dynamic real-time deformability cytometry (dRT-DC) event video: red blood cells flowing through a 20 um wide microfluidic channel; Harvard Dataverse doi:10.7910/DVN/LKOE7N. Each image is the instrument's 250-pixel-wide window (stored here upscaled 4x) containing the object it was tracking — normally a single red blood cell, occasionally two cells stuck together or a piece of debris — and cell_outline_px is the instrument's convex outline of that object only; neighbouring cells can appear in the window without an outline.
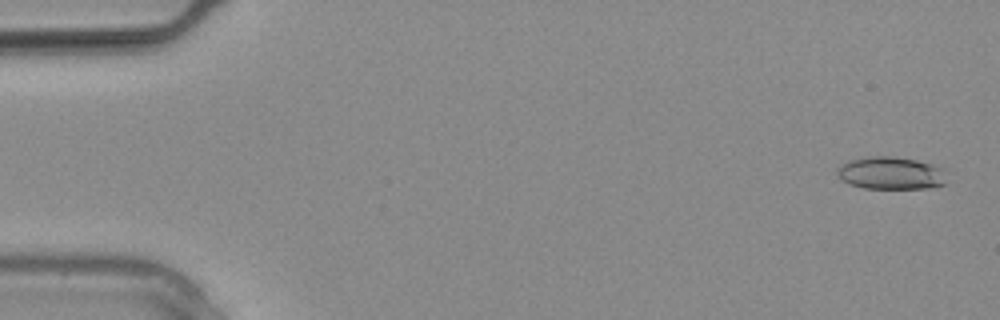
{"species": "common noctule bat (a hibernating species)", "species_latin": "Nyctalus noctula", "temperature_condition": "warm", "stored_images_in_passage": 13, "camera_frame_rate_fps": 3000, "um_per_image_px": 0.085, "animal": {"sex": "male", "body_mass_g": 20.4}, "frame": {"image": 1, "passage_image": 1, "time_ms": 0.0, "image_size_px": [1000, 320], "cell_outline_px": [[944, 184], [936, 188], [864, 188], [848, 184], [836, 172], [836, 168], [848, 160], [872, 156], [892, 156], [916, 160], [932, 164], [944, 168]], "centroid_in_image_um": [75.73, 14.71], "position_along_channel_um": 9.3, "area_um2": 20.81}}
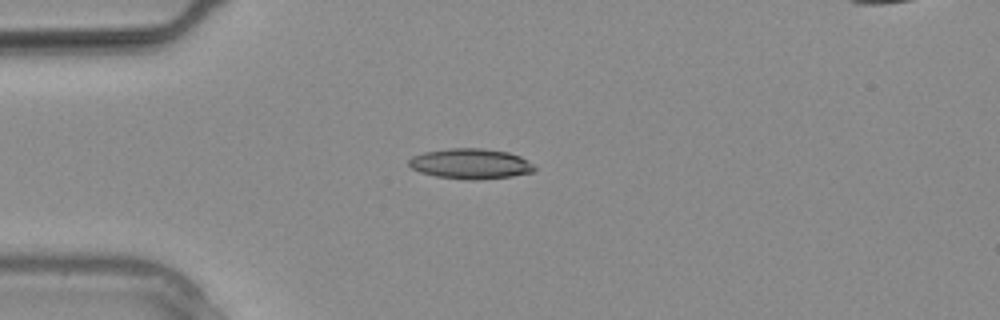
{"frame": {"image": 2, "passage_image": 7, "time_ms": 2.0, "image_size_px": [1000, 320], "cell_outline_px": [[536, 172], [512, 176], [476, 180], [468, 180], [436, 176], [420, 172], [412, 168], [408, 164], [408, 160], [412, 156], [424, 152], [448, 148], [480, 148], [508, 152], [520, 156], [532, 164], [536, 168]], "centroid_in_image_um": [40.0, 13.92], "position_along_channel_um": 45.0, "area_um2": 22.25}}
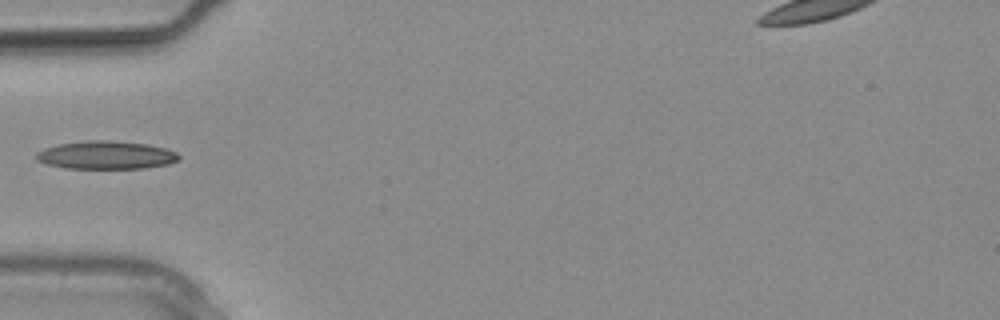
{"frame": {"image": 3, "passage_image": 9, "time_ms": 2.667, "image_size_px": [1000, 320], "cell_outline_px": [[180, 160], [168, 164], [144, 168], [64, 168], [44, 164], [36, 160], [36, 152], [44, 148], [60, 144], [84, 140], [108, 140], [148, 144], [164, 148], [176, 152], [180, 156]], "centroid_in_image_um": [8.99, 13.18], "position_along_channel_um": 76.0, "area_um2": 23.47}}